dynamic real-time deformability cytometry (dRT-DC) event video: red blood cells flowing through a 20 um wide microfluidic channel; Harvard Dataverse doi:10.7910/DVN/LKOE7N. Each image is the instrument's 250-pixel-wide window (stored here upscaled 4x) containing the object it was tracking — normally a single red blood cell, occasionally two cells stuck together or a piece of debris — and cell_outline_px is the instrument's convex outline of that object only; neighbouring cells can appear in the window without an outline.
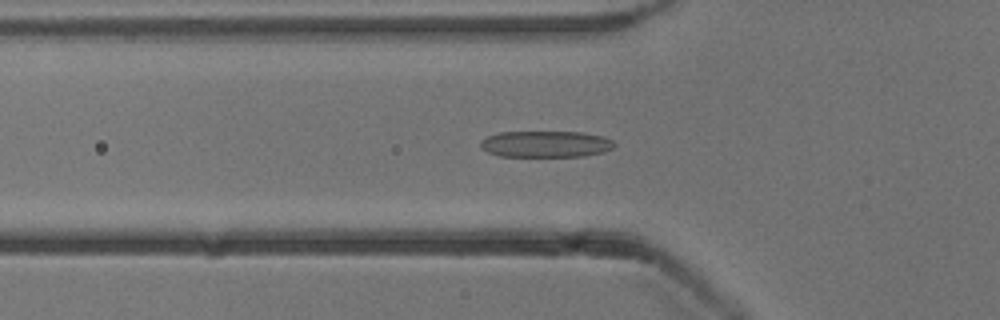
{"species": "common noctule bat (a hibernating species)", "species_latin": "Nyctalus noctula", "temperature_condition": "cold", "stored_images_in_passage": 52, "camera_frame_rate_fps": 3000, "um_per_image_px": 0.085, "animal": {"sex": "male", "body_mass_g": 13.3}, "frame": {"image": 1, "passage_image": 17, "time_ms": 5.333, "image_size_px": [1000, 320], "cell_outline_px": [[616, 144], [612, 148], [604, 152], [584, 156], [500, 156], [488, 152], [480, 144], [480, 140], [488, 136], [500, 132], [584, 132], [600, 136], [612, 140]], "centroid_in_image_um": [46.4, 12.24], "position_along_channel_um": 79.4, "area_um2": 20.46}}
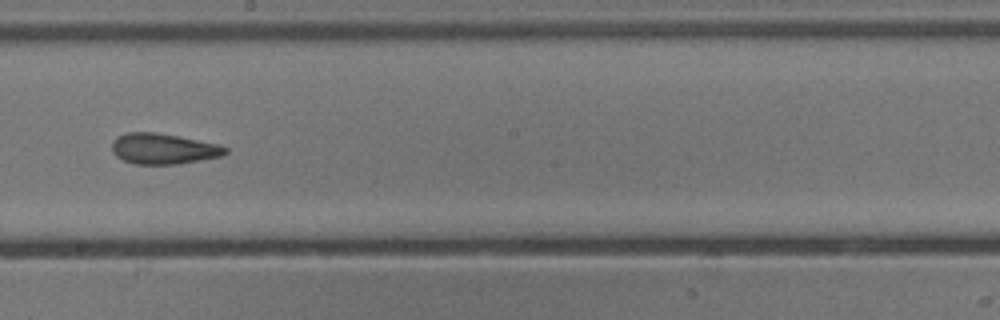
{"frame": {"image": 2, "passage_image": 29, "time_ms": 9.333, "image_size_px": [1000, 320], "cell_outline_px": [[228, 152], [224, 156], [180, 164], [136, 164], [124, 160], [116, 156], [112, 152], [112, 140], [116, 136], [124, 132], [156, 132], [220, 144], [228, 148]], "centroid_in_image_um": [13.9, 12.64], "position_along_channel_um": 234.3, "area_um2": 20.58}}
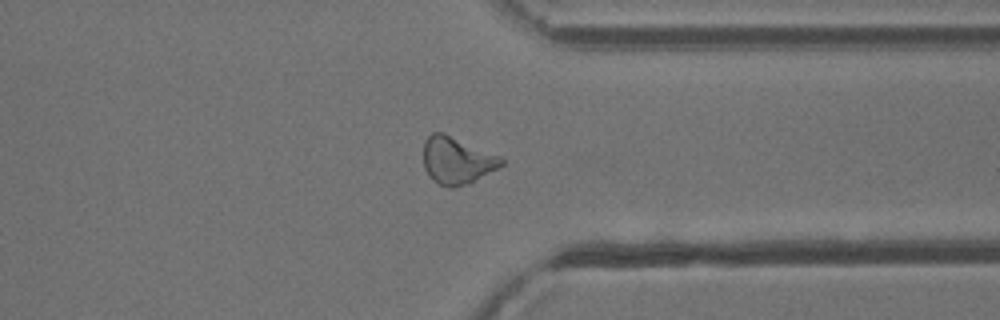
{"frame": {"image": 3, "passage_image": 40, "time_ms": 13.0, "image_size_px": [1000, 320], "cell_outline_px": [[504, 164], [500, 168], [456, 188], [448, 188], [432, 180], [428, 176], [424, 168], [424, 140], [432, 132], [444, 132], [500, 156], [504, 160]], "centroid_in_image_um": [38.82, 13.63], "position_along_channel_um": 372.6, "area_um2": 21.5}, "authors_computed_cell_mechanics": {"area_um2": 20.808, "velocity_mm_per_s": 3.8416, "shape_relaxation_time_tau1_ms": 5.3726, "shape_relaxation_time_tau2_ms": 2.5062, "deformation_change_tau1": 0.1706, "deformation_change_tau2": 0.1246}}